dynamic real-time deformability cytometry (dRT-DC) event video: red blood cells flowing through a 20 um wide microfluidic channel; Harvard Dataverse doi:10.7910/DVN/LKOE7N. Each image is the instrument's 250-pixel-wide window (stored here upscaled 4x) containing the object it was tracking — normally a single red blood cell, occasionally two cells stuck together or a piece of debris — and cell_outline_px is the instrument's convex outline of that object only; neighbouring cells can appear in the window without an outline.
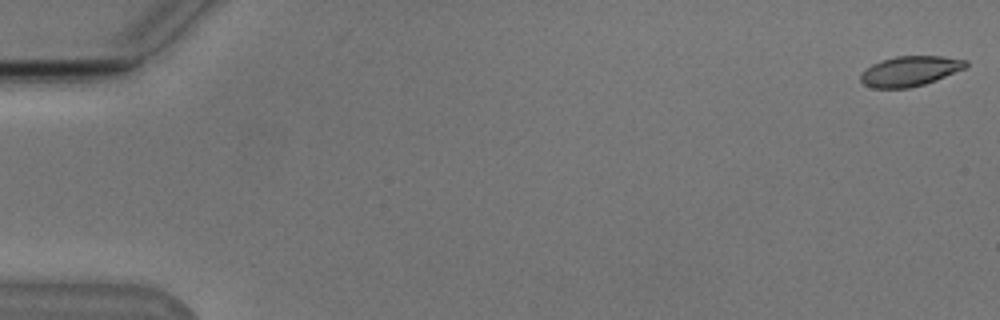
{"species": "Egyptian fruit bat (a non-hibernating species)", "species_latin": "Rousettus aegyptiacus", "temperature_condition": "cold", "stored_images_in_passage": 7, "camera_frame_rate_fps": 3000, "um_per_image_px": 0.085, "animal": {"sex": "male"}, "frame": {"image": 1, "passage_image": 1, "time_ms": 0.0, "image_size_px": [1000, 320], "cell_outline_px": [[968, 64], [964, 68], [936, 80], [924, 84], [908, 88], [872, 88], [864, 84], [860, 80], [860, 72], [872, 64], [880, 60], [896, 56], [940, 56], [968, 60]], "centroid_in_image_um": [77.31, 6.04], "position_along_channel_um": 7.7, "area_um2": 18.44}}